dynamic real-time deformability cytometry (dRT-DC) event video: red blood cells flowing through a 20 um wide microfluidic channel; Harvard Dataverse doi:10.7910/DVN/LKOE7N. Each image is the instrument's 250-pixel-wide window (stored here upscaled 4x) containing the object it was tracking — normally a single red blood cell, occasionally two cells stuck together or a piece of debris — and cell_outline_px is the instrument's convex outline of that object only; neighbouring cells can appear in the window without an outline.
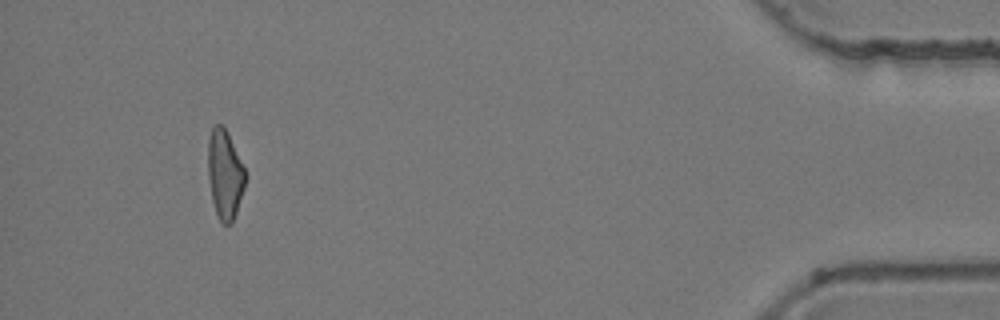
{"species": "common noctule bat (a hibernating species)", "species_latin": "Nyctalus noctula", "temperature_condition": "room temperature", "stored_images_in_passage": 55, "camera_frame_rate_fps": 3000, "um_per_image_px": 0.085, "animal": {"sex": "female", "body_mass_g": 24.6, "forearm_length_mm": 56.2}, "frame": {"image": 1, "passage_image": 51, "time_ms": 16.667, "image_size_px": [1000, 320], "cell_outline_px": [[248, 176], [232, 224], [224, 224], [220, 220], [216, 212], [212, 200], [208, 180], [208, 140], [212, 128], [216, 124], [224, 124], [228, 132]], "centroid_in_image_um": [19.12, 14.79], "position_along_channel_um": 416.1, "area_um2": 19.54}}